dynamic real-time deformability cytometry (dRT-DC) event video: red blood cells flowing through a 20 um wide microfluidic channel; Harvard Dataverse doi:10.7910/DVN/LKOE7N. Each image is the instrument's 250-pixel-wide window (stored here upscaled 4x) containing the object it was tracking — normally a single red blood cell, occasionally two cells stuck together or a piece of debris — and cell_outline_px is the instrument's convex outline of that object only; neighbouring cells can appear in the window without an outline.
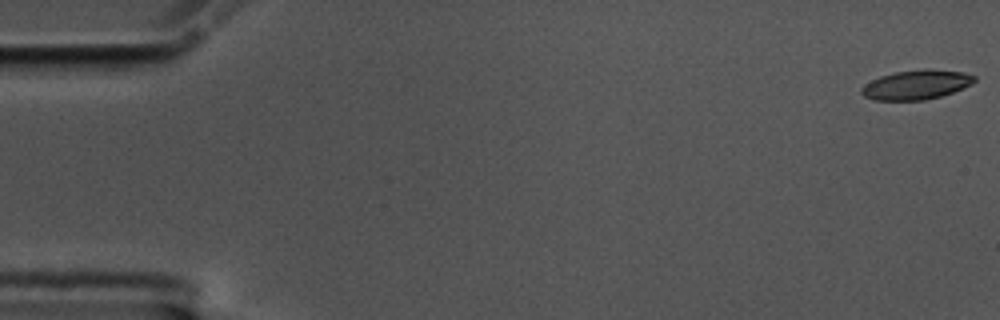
{"species": "common noctule bat (a hibernating species)", "species_latin": "Nyctalus noctula", "temperature_condition": "cold", "stored_images_in_passage": 9, "camera_frame_rate_fps": 3000, "um_per_image_px": 0.085, "animal": {"sex": "male", "body_mass_g": 17.5, "forearm_length_mm": 52.3}, "frame": {"image": 1, "passage_image": 1, "time_ms": 0.0, "image_size_px": [1000, 320], "cell_outline_px": [[976, 80], [972, 84], [952, 92], [940, 96], [924, 100], [872, 100], [864, 96], [860, 92], [860, 88], [864, 84], [880, 76], [896, 72], [924, 68], [964, 72], [976, 76]], "centroid_in_image_um": [77.87, 7.2], "position_along_channel_um": 7.1, "area_um2": 19.42}}